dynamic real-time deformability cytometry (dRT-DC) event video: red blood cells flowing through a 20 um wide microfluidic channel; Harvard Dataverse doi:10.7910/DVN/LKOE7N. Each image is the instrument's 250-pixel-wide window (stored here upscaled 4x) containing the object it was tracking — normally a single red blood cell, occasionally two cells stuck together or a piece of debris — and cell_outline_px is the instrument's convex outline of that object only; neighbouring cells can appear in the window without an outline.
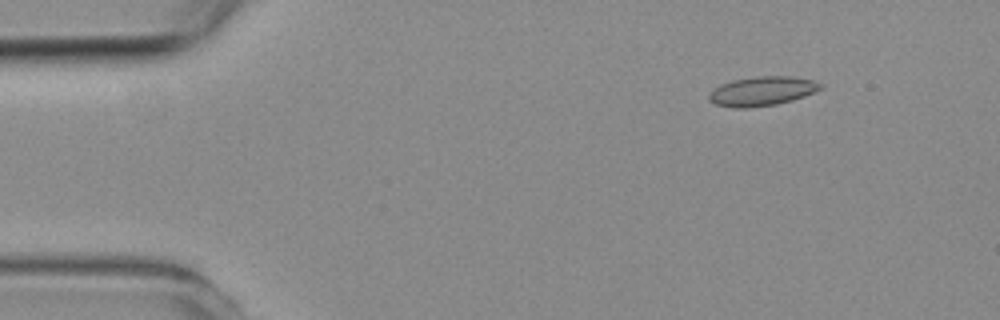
{"species": "common noctule bat (a hibernating species)", "species_latin": "Nyctalus noctula", "temperature_condition": "room temperature", "stored_images_in_passage": 4, "camera_frame_rate_fps": 3000, "um_per_image_px": 0.085, "animal": {"sex": "female", "body_mass_g": 19.3, "forearm_length_mm": 54.1}, "frame": {"image": 1, "passage_image": 1, "time_ms": 0.0, "image_size_px": [1000, 320], "cell_outline_px": [[824, 84], [820, 88], [804, 96], [792, 100], [776, 104], [748, 108], [732, 108], [716, 104], [708, 100], [708, 96], [712, 88], [720, 84], [732, 80], [756, 76], [788, 76], [812, 80]], "centroid_in_image_um": [64.71, 7.75], "position_along_channel_um": 20.3, "area_um2": 19.02}}